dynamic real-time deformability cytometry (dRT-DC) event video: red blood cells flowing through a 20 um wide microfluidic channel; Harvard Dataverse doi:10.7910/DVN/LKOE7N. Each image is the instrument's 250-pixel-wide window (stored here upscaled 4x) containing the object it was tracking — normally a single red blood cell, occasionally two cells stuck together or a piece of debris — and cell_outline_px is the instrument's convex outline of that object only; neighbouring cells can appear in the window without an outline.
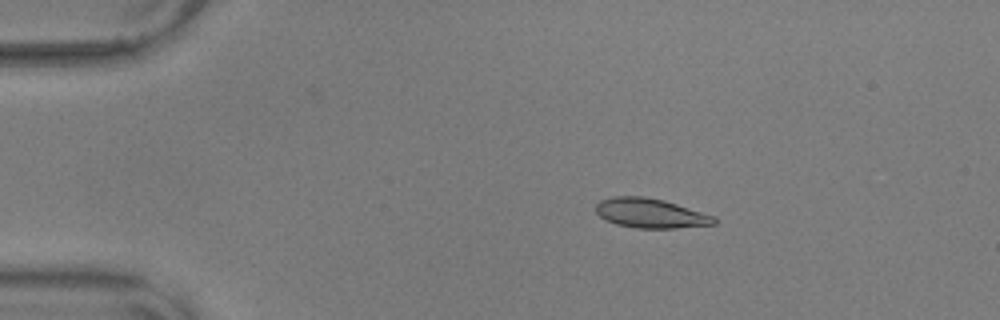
{"species": "common noctule bat (a hibernating species)", "species_latin": "Nyctalus noctula", "temperature_condition": "warm", "stored_images_in_passage": 47, "camera_frame_rate_fps": 3000, "um_per_image_px": 0.085, "animal": {"sex": "male", "body_mass_g": 17.9, "forearm_length_mm": 54.2}, "frame": {"image": 1, "passage_image": 1, "time_ms": 0.0, "image_size_px": [1000, 320], "cell_outline_px": [[716, 224], [676, 228], [636, 228], [616, 224], [604, 220], [596, 212], [596, 204], [600, 200], [612, 196], [644, 196], [664, 200], [716, 216]], "centroid_in_image_um": [55.29, 18.12], "position_along_channel_um": 29.7, "area_um2": 20.52}}
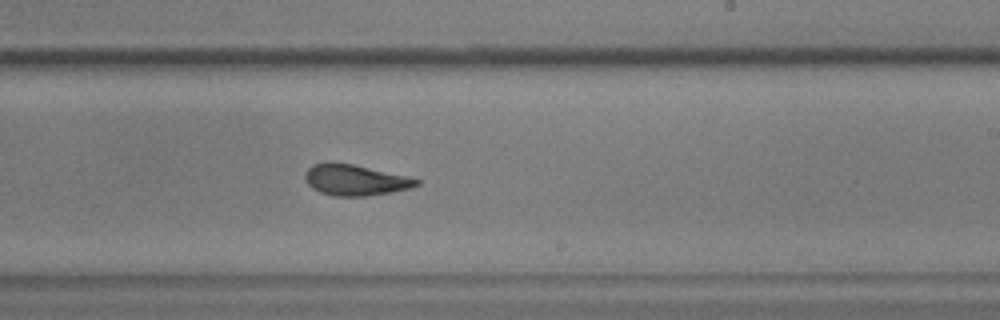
{"frame": {"image": 2, "passage_image": 25, "time_ms": 8.0, "image_size_px": [1000, 320], "cell_outline_px": [[420, 184], [408, 188], [368, 196], [332, 196], [320, 192], [312, 188], [304, 180], [304, 172], [312, 164], [328, 160], [332, 160], [352, 164], [408, 176], [420, 180]], "centroid_in_image_um": [30.1, 15.27], "position_along_channel_um": 258.9, "area_um2": 20.35}}
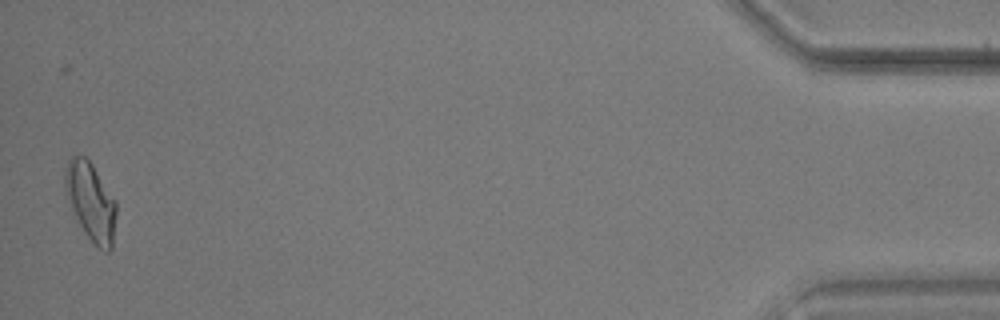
{"frame": {"image": 3, "passage_image": 46, "time_ms": 15.0, "image_size_px": [1000, 320], "cell_outline_px": [[116, 216], [112, 248], [108, 252], [104, 252], [84, 232], [72, 208], [64, 188], [64, 168], [68, 160], [72, 156], [84, 156], [92, 164], [116, 200]], "centroid_in_image_um": [7.72, 17.11], "position_along_channel_um": 427.5, "area_um2": 23.06}, "authors_computed_cell_mechanics": {"area_um2": 20.6924, "velocity_mm_per_s": 3.6066, "shape_relaxation_time_tau1_ms": 5.1049, "shape_relaxation_time_tau2_ms": 1.9534, "deformation_change_tau1": 0.1902, "deformation_change_tau2": 0.0932}}